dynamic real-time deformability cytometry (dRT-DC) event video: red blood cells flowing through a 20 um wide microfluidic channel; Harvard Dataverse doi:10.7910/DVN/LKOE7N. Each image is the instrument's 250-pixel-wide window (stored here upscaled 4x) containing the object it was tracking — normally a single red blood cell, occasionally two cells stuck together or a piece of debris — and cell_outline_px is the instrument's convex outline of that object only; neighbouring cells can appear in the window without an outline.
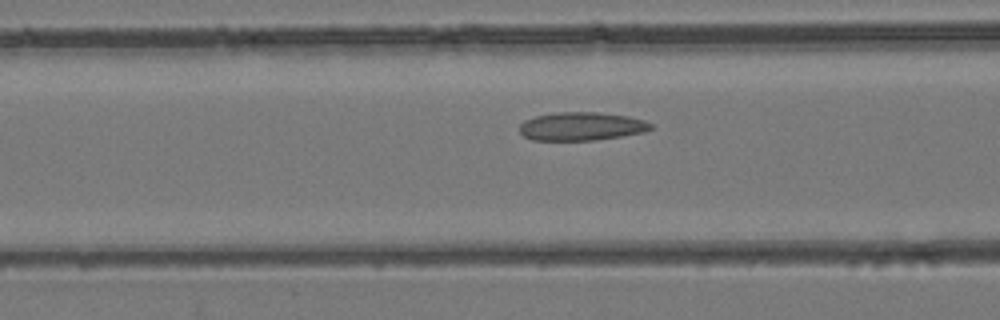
{"species": "common noctule bat (a hibernating species)", "species_latin": "Nyctalus noctula", "temperature_condition": "room temperature", "stored_images_in_passage": 41, "camera_frame_rate_fps": 3000, "um_per_image_px": 0.085, "animal": {"sex": "female", "body_mass_g": 24.6, "forearm_length_mm": 56.2}, "frame": {"image": 1, "passage_image": 14, "time_ms": 4.333, "image_size_px": [1000, 320], "cell_outline_px": [[652, 128], [644, 132], [596, 140], [532, 140], [524, 136], [520, 132], [520, 124], [524, 120], [536, 116], [556, 112], [600, 112], [628, 116], [644, 120], [652, 124]], "centroid_in_image_um": [49.42, 10.73], "position_along_channel_um": 117.2, "area_um2": 21.68}}
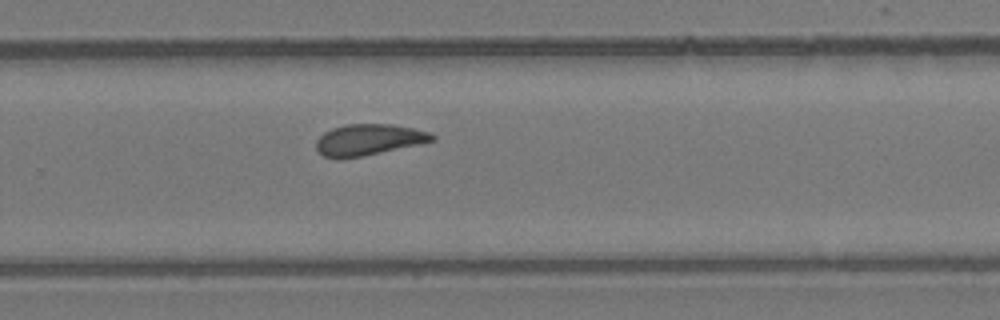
{"frame": {"image": 2, "passage_image": 26, "time_ms": 8.333, "image_size_px": [1000, 320], "cell_outline_px": [[436, 140], [420, 144], [364, 156], [324, 156], [316, 152], [316, 140], [324, 132], [332, 128], [344, 124], [392, 124], [412, 128], [428, 132], [436, 136]], "centroid_in_image_um": [31.35, 11.85], "position_along_channel_um": 298.4, "area_um2": 20.81}}
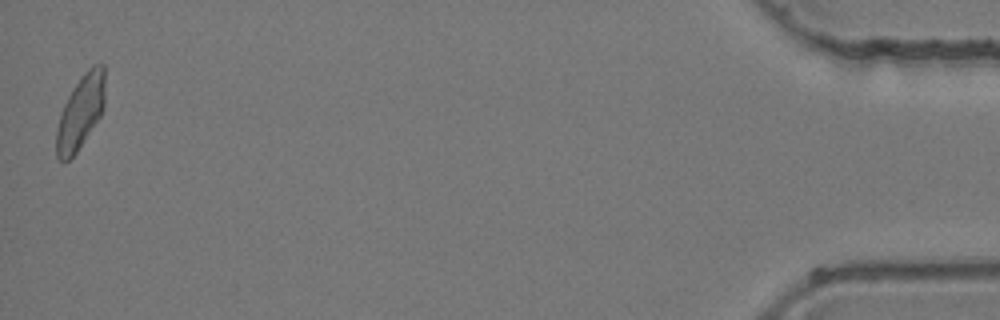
{"frame": {"image": 3, "passage_image": 41, "time_ms": 13.333, "image_size_px": [1000, 320], "cell_outline_px": [[104, 108], [100, 116], [76, 152], [64, 164], [56, 156], [56, 132], [60, 112], [72, 88], [84, 72], [92, 64], [104, 64]], "centroid_in_image_um": [6.83, 9.52], "position_along_channel_um": 428.4, "area_um2": 20.81}}